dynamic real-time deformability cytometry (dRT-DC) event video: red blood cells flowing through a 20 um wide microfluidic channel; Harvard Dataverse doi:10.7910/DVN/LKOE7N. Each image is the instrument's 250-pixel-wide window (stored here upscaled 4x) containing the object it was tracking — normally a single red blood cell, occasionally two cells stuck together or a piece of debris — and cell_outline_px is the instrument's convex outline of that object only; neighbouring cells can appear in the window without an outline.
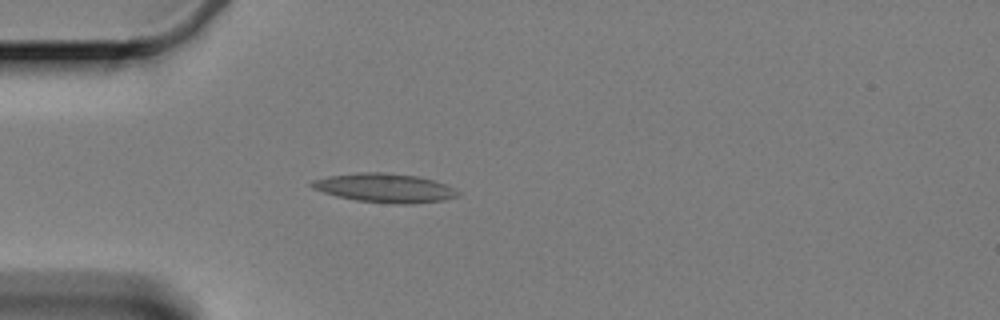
{"species": "Egyptian fruit bat (a non-hibernating species)", "species_latin": "Rousettus aegyptiacus", "temperature_condition": "cold", "stored_images_in_passage": 44, "camera_frame_rate_fps": 3000, "um_per_image_px": 0.085, "animal": {"sex": "female"}, "frame": {"image": 1, "passage_image": 1, "time_ms": 0.0, "image_size_px": [1000, 320], "cell_outline_px": [[460, 196], [444, 200], [412, 204], [400, 204], [356, 200], [336, 196], [312, 188], [308, 184], [312, 180], [328, 176], [360, 172], [384, 172], [416, 176], [448, 184], [456, 188], [460, 192]], "centroid_in_image_um": [32.74, 15.97], "position_along_channel_um": 52.3, "area_um2": 24.8}}
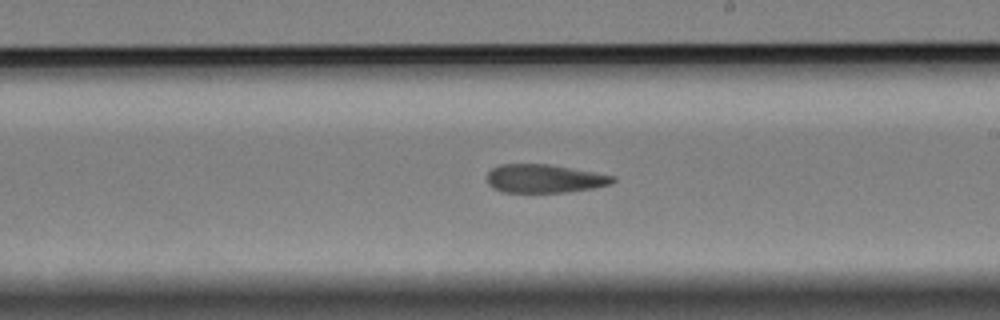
{"frame": {"image": 2, "passage_image": 19, "time_ms": 6.0, "image_size_px": [1000, 320], "cell_outline_px": [[616, 180], [612, 184], [592, 188], [564, 192], [500, 192], [492, 188], [488, 184], [488, 172], [492, 168], [500, 164], [548, 164], [616, 176]], "centroid_in_image_um": [46.26, 15.18], "position_along_channel_um": 242.7, "area_um2": 20.81}}
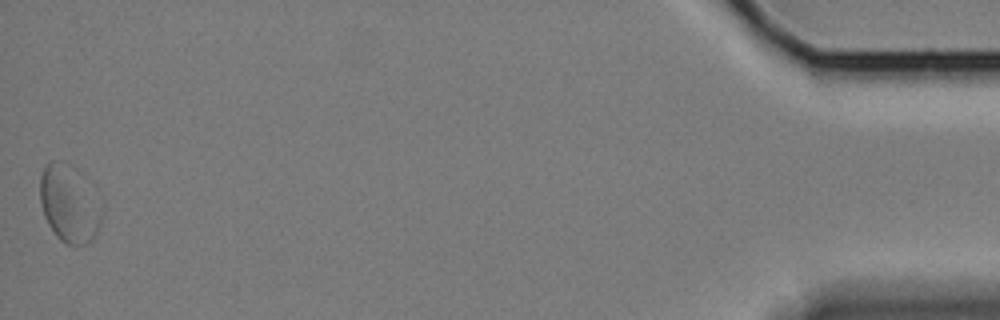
{"frame": {"image": 3, "passage_image": 44, "time_ms": 14.333, "image_size_px": [1000, 320], "cell_outline_px": [[100, 224], [96, 236], [92, 240], [84, 244], [64, 244], [56, 236], [48, 224], [44, 216], [40, 200], [40, 176], [44, 164], [52, 160], [64, 160], [72, 164], [84, 172], [100, 216]], "centroid_in_image_um": [5.82, 17.25], "position_along_channel_um": 429.4, "area_um2": 27.8}, "authors_computed_cell_mechanics": {"area_um2": 21.9351, "velocity_mm_per_s": 3.3179, "shape_relaxation_time_tau1_ms": 9.2401, "shape_relaxation_time_tau2_ms": 6.5551, "deformation_change_tau1": 0.1685, "deformation_change_tau2": 0.1622}}